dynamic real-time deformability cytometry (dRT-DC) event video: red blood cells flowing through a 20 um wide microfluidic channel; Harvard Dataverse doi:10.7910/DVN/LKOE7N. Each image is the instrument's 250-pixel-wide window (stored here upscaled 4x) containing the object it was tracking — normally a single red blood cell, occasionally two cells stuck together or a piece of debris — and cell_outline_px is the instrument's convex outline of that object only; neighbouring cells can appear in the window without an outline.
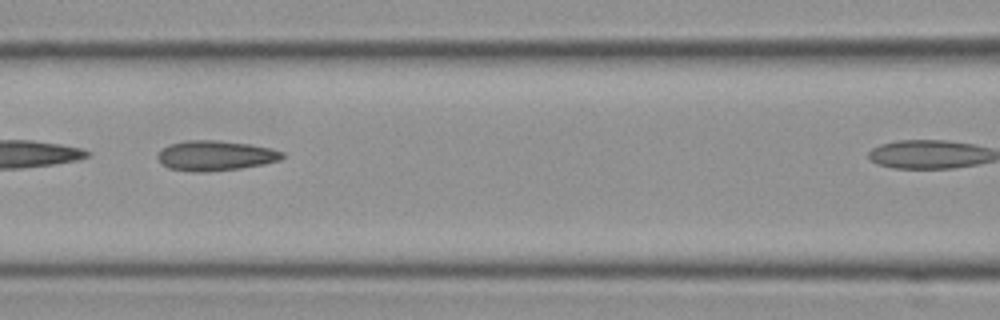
{"species": "Egyptian fruit bat (a non-hibernating species)", "species_latin": "Rousettus aegyptiacus", "temperature_condition": "cold", "stored_images_in_passage": 12, "camera_frame_rate_fps": 3000, "um_per_image_px": 0.085, "frame": {"image": 1, "passage_image": 7, "time_ms": 2.0, "image_size_px": [1000, 320], "cell_outline_px": [[284, 156], [280, 160], [264, 164], [240, 168], [204, 172], [196, 172], [168, 168], [156, 156], [168, 144], [184, 140], [216, 140], [248, 144], [268, 148], [284, 152]], "centroid_in_image_um": [18.3, 13.22], "position_along_channel_um": 148.3, "area_um2": 21.62}}